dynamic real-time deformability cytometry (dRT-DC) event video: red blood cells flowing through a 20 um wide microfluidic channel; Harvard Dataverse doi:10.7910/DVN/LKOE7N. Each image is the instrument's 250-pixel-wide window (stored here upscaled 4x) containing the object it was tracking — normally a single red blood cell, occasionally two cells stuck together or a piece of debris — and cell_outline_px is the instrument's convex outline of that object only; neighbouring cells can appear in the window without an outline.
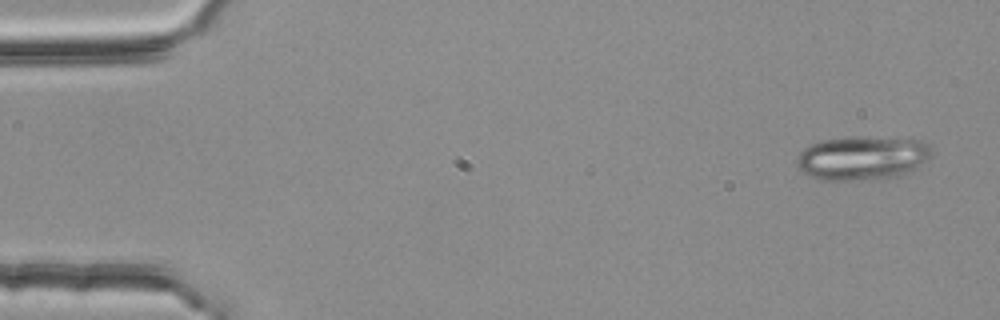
{"species": "common noctule bat (a hibernating species)", "species_latin": "Nyctalus noctula", "temperature_condition": "room temperature", "stored_images_in_passage": 5, "camera_frame_rate_fps": 3000, "um_per_image_px": 0.085, "animal": {"sex": "female", "body_mass_g": 25.1}, "frame": {"image": 1, "passage_image": 1, "time_ms": 0.0, "image_size_px": [1000, 320], "cell_outline_px": [[932, 152], [928, 160], [908, 172], [900, 176], [884, 180], [824, 180], [808, 176], [796, 164], [796, 160], [800, 152], [804, 148], [820, 140], [848, 136], [856, 136], [924, 140], [928, 144]], "centroid_in_image_um": [73.3, 13.43], "position_along_channel_um": 11.7, "area_um2": 35.03}}